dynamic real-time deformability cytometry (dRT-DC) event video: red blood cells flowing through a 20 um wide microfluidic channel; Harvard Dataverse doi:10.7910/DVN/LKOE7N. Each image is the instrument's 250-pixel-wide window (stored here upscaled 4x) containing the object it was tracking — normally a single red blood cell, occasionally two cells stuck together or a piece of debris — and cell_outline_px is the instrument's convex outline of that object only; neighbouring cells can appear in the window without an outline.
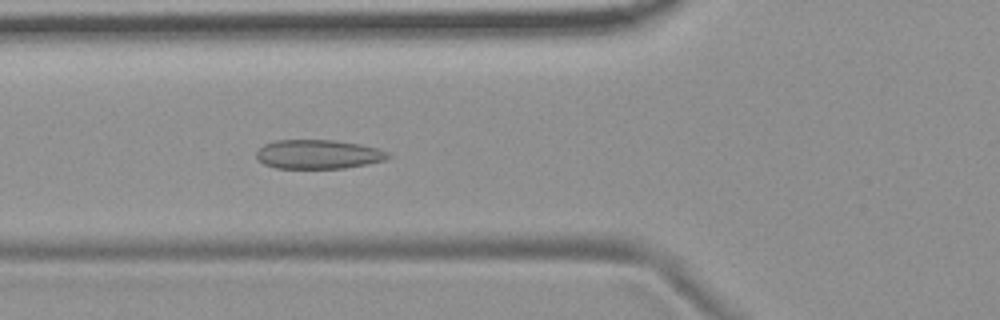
{"species": "common noctule bat (a hibernating species)", "species_latin": "Nyctalus noctula", "temperature_condition": "room temperature", "stored_images_in_passage": 43, "camera_frame_rate_fps": 3000, "um_per_image_px": 0.085, "animal": {"sex": "female", "body_mass_g": 19.9}, "frame": {"image": 1, "passage_image": 15, "time_ms": 4.667, "image_size_px": [1000, 320], "cell_outline_px": [[392, 156], [384, 160], [368, 164], [344, 168], [276, 168], [264, 164], [256, 156], [256, 152], [264, 144], [276, 140], [332, 140], [360, 144], [380, 148], [388, 152]], "centroid_in_image_um": [27.08, 13.11], "position_along_channel_um": 98.7, "area_um2": 22.37}}
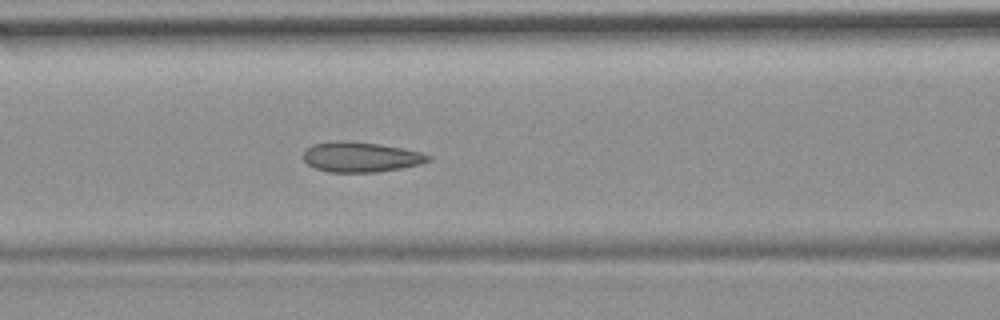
{"frame": {"image": 2, "passage_image": 18, "time_ms": 5.667, "image_size_px": [1000, 320], "cell_outline_px": [[432, 160], [420, 164], [400, 168], [376, 172], [328, 172], [316, 168], [308, 164], [300, 156], [312, 144], [328, 140], [348, 140], [380, 144], [420, 152], [432, 156]], "centroid_in_image_um": [30.62, 13.33], "position_along_channel_um": 136.0, "area_um2": 22.14}}
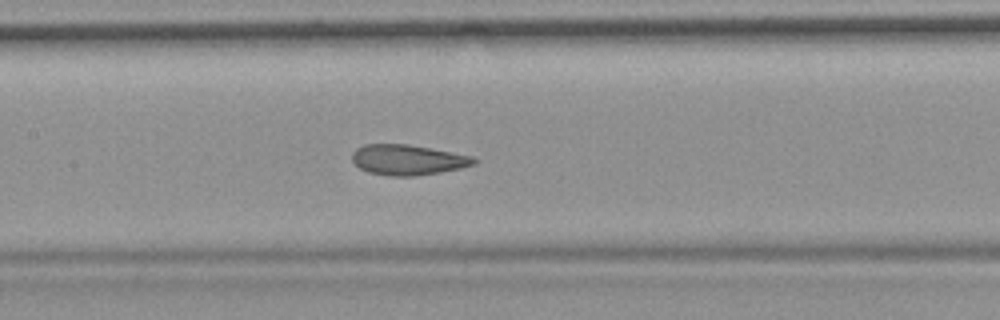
{"frame": {"image": 3, "passage_image": 21, "time_ms": 6.667, "image_size_px": [1000, 320], "cell_outline_px": [[480, 160], [476, 164], [460, 168], [440, 172], [412, 176], [392, 176], [368, 172], [360, 168], [352, 160], [352, 152], [356, 148], [364, 144], [408, 144], [432, 148], [472, 156]], "centroid_in_image_um": [34.68, 13.57], "position_along_channel_um": 172.7, "area_um2": 21.62}, "authors_computed_cell_mechanics": {"area_um2": 22.1374, "velocity_mm_per_s": 3.6881, "shape_relaxation_time_tau1_ms": null, "shape_relaxation_time_tau2_ms": 1.1791, "deformation_change_tau1": null, "deformation_change_tau2": 0.0733}}